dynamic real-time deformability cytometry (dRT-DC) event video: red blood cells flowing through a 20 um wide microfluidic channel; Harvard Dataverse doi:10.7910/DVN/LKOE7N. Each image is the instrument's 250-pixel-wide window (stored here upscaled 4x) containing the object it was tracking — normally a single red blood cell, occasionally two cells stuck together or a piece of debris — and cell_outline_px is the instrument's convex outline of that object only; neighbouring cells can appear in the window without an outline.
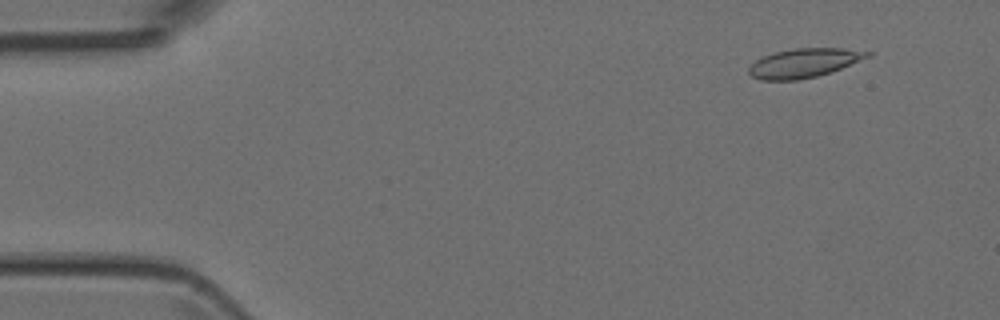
{"species": "Egyptian fruit bat (a non-hibernating species)", "species_latin": "Rousettus aegyptiacus", "temperature_condition": "room temperature", "stored_images_in_passage": 11, "camera_frame_rate_fps": 3000, "um_per_image_px": 0.085, "animal": {"sex": "female"}, "frame": {"image": 1, "passage_image": 5, "time_ms": 1.333, "image_size_px": [1000, 320], "cell_outline_px": [[872, 56], [832, 72], [816, 76], [796, 80], [760, 80], [752, 76], [748, 72], [748, 68], [756, 60], [772, 52], [792, 48], [844, 48], [872, 52]], "centroid_in_image_um": [68.36, 5.34], "position_along_channel_um": 16.6, "area_um2": 20.23}}